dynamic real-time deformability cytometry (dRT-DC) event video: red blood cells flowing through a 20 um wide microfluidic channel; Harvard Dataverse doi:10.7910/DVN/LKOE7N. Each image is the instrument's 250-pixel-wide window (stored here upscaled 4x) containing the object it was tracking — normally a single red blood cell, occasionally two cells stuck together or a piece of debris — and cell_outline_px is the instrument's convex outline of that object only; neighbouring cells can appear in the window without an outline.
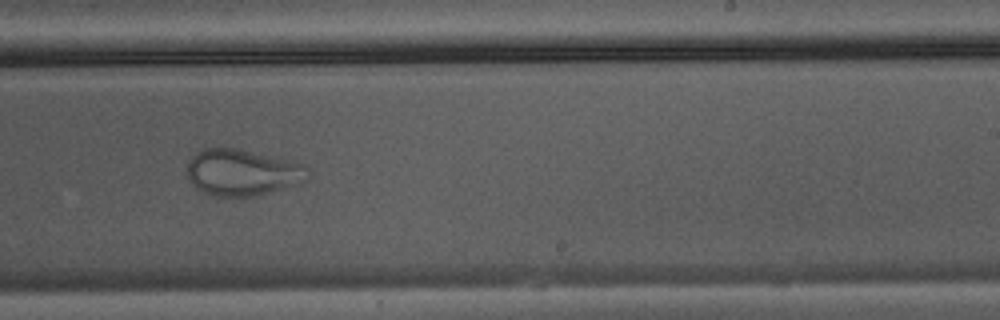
{"species": "Egyptian fruit bat (a non-hibernating species)", "species_latin": "Rousettus aegyptiacus", "temperature_condition": "warm", "stored_images_in_passage": 32, "camera_frame_rate_fps": 3000, "um_per_image_px": 0.085, "animal": {"sex": "male"}, "frame": {"image": 1, "passage_image": 14, "time_ms": 4.333, "image_size_px": [1000, 320], "cell_outline_px": [[308, 180], [260, 196], [244, 200], [212, 196], [196, 188], [192, 184], [188, 176], [188, 160], [200, 148], [236, 148], [304, 164], [308, 176]], "centroid_in_image_um": [20.56, 14.71], "position_along_channel_um": 268.4, "area_um2": 33.23}}